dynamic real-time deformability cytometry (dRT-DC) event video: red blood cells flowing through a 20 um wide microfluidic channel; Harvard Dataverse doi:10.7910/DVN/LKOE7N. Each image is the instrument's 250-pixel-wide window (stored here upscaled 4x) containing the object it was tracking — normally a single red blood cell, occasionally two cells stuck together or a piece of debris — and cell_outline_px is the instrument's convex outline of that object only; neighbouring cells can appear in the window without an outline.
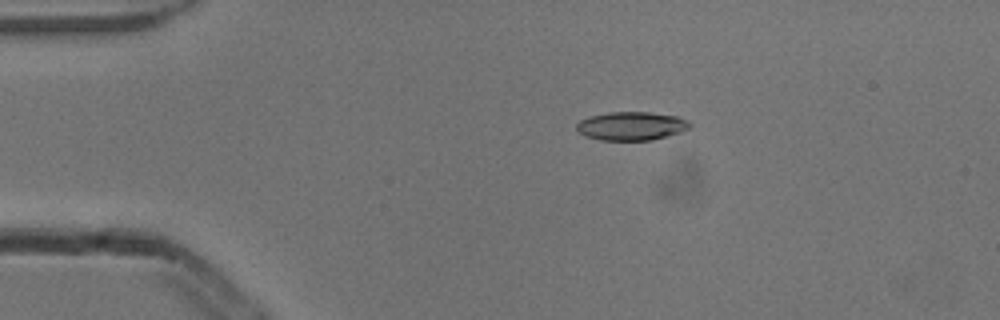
{"species": "common noctule bat (a hibernating species)", "species_latin": "Nyctalus noctula", "temperature_condition": "cold", "stored_images_in_passage": 2, "camera_frame_rate_fps": 3000, "um_per_image_px": 0.085, "animal": {"sex": "male", "body_mass_g": 13.3}, "frame": {"image": 1, "passage_image": 2, "time_ms": 0.333, "image_size_px": [1000, 320], "cell_outline_px": [[692, 128], [680, 132], [652, 140], [600, 140], [584, 136], [576, 132], [576, 124], [580, 120], [588, 116], [608, 112], [648, 112], [676, 116], [688, 120], [692, 124]], "centroid_in_image_um": [53.64, 10.71], "position_along_channel_um": 31.4, "area_um2": 19.07}}